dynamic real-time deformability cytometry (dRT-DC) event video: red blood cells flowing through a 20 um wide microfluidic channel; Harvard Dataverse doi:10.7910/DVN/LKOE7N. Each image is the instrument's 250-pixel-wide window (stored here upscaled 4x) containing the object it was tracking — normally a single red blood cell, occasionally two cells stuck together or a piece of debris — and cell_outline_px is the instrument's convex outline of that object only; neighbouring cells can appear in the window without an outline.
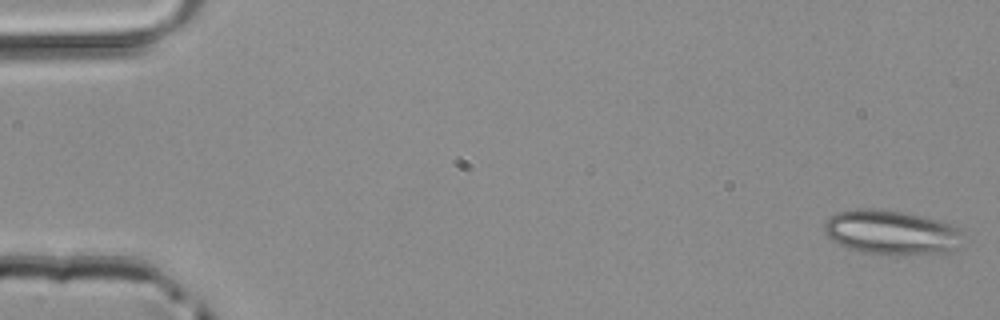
{"species": "common noctule bat (a hibernating species)", "species_latin": "Nyctalus noctula", "temperature_condition": "room temperature", "stored_images_in_passage": 49, "camera_frame_rate_fps": 3000, "um_per_image_px": 0.085, "animal": {"sex": "male", "body_mass_g": 20.4}, "frame": {"image": 1, "passage_image": 1, "time_ms": 0.0, "image_size_px": [1000, 320], "cell_outline_px": [[964, 244], [960, 248], [952, 252], [860, 252], [848, 248], [832, 240], [824, 232], [824, 224], [836, 212], [856, 208], [872, 208], [904, 212], [940, 220], [952, 224], [960, 232]], "centroid_in_image_um": [75.78, 19.71], "position_along_channel_um": 9.2, "area_um2": 35.26}}
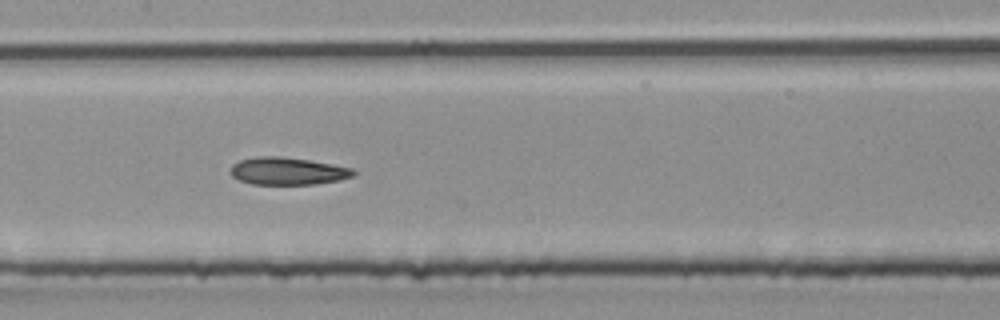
{"frame": {"image": 2, "passage_image": 24, "time_ms": 7.667, "image_size_px": [1000, 320], "cell_outline_px": [[356, 172], [352, 176], [340, 180], [316, 184], [252, 184], [240, 180], [232, 176], [232, 164], [240, 160], [256, 156], [280, 156], [308, 160], [332, 164], [352, 168]], "centroid_in_image_um": [24.46, 14.54], "position_along_channel_um": 182.9, "area_um2": 19.54}}
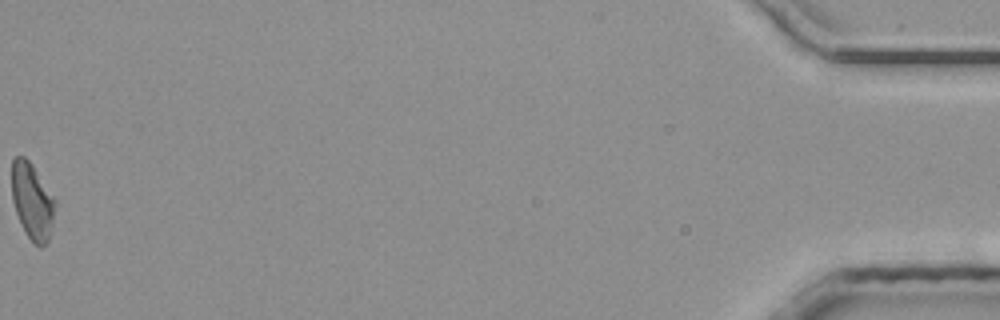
{"frame": {"image": 3, "passage_image": 49, "time_ms": 16.0, "image_size_px": [1000, 320], "cell_outline_px": [[56, 204], [48, 240], [40, 248], [32, 244], [24, 232], [16, 212], [12, 200], [12, 160], [16, 156], [24, 156], [32, 164], [56, 200]], "centroid_in_image_um": [2.73, 17.12], "position_along_channel_um": 432.5, "area_um2": 19.31}}